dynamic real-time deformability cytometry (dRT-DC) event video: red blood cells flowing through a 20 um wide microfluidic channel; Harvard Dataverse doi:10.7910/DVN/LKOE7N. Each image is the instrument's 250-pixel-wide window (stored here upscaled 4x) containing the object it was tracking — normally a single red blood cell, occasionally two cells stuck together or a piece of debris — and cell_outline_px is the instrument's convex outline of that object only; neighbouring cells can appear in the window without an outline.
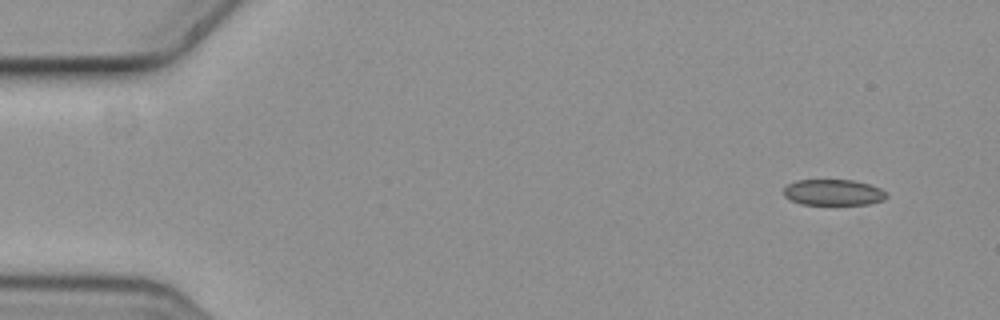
{"species": "common noctule bat (a hibernating species)", "species_latin": "Nyctalus noctula", "temperature_condition": "cold", "stored_images_in_passage": 5, "camera_frame_rate_fps": 3000, "um_per_image_px": 0.085, "animal": {"sex": "female", "body_mass_g": 19.3, "forearm_length_mm": 54.1}, "frame": {"image": 1, "passage_image": 1, "time_ms": 0.0, "image_size_px": [1000, 320], "cell_outline_px": [[888, 196], [884, 200], [868, 204], [800, 204], [784, 196], [784, 188], [788, 184], [796, 180], [852, 180], [868, 184], [880, 188], [888, 192]], "centroid_in_image_um": [70.86, 16.35], "position_along_channel_um": 14.1, "area_um2": 15.55}}
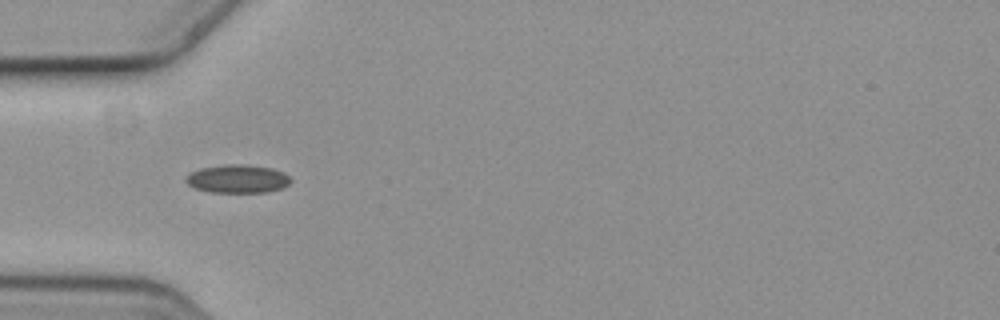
{"frame": {"image": 2, "passage_image": 4, "time_ms": 1.0, "image_size_px": [1000, 320], "cell_outline_px": [[292, 180], [288, 184], [280, 188], [268, 192], [208, 192], [196, 188], [188, 184], [184, 180], [192, 172], [200, 168], [224, 164], [248, 164], [272, 168], [284, 172]], "centroid_in_image_um": [20.21, 15.19], "position_along_channel_um": 64.8, "area_um2": 17.28}}
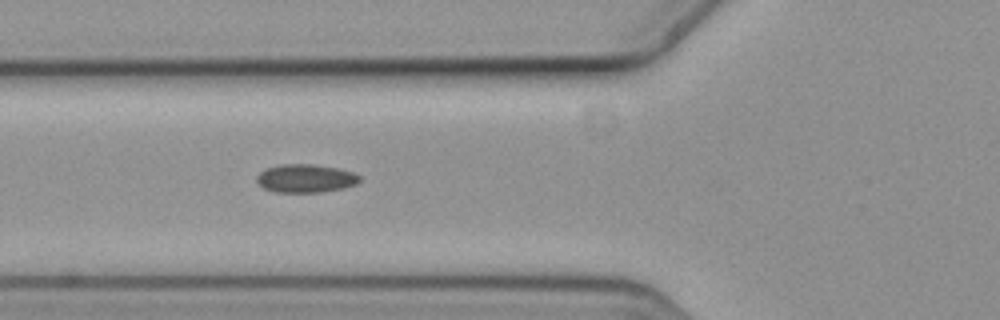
{"frame": {"image": 3, "passage_image": 5, "time_ms": 1.333, "image_size_px": [1000, 320], "cell_outline_px": [[360, 180], [356, 184], [344, 188], [320, 192], [276, 192], [264, 188], [256, 180], [256, 176], [264, 168], [280, 164], [316, 164], [340, 168], [352, 172], [360, 176]], "centroid_in_image_um": [25.97, 15.15], "position_along_channel_um": 99.8, "area_um2": 17.11}}